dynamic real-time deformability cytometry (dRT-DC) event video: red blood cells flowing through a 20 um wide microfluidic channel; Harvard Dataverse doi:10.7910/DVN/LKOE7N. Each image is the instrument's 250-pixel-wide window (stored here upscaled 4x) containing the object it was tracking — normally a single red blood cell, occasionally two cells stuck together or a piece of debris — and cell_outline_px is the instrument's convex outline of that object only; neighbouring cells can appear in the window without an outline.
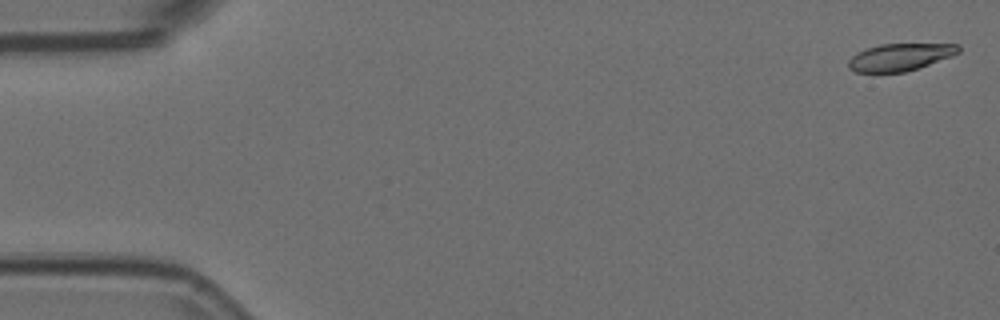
{"species": "Egyptian fruit bat (a non-hibernating species)", "species_latin": "Rousettus aegyptiacus", "temperature_condition": "room temperature", "stored_images_in_passage": 55, "camera_frame_rate_fps": 3000, "um_per_image_px": 0.085, "animal": {"sex": "female"}, "frame": {"image": 1, "passage_image": 2, "time_ms": 0.333, "image_size_px": [1000, 320], "cell_outline_px": [[960, 52], [952, 56], [920, 68], [904, 72], [856, 72], [848, 68], [848, 60], [856, 52], [864, 48], [880, 44], [960, 44]], "centroid_in_image_um": [76.49, 4.85], "position_along_channel_um": 8.5, "area_um2": 17.69}}
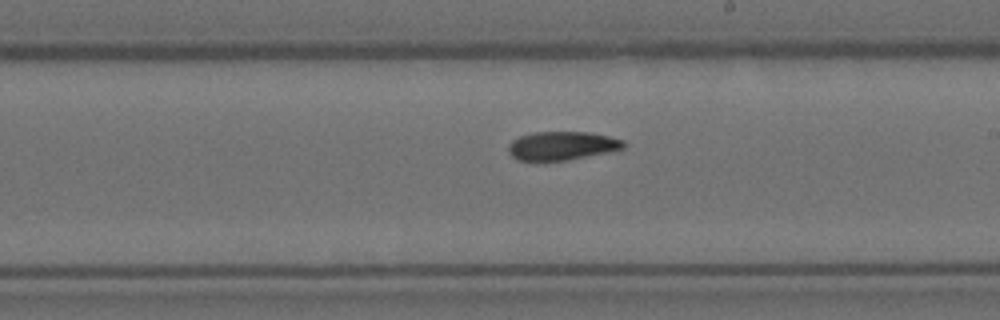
{"frame": {"image": 2, "passage_image": 32, "time_ms": 10.333, "image_size_px": [1000, 320], "cell_outline_px": [[624, 148], [608, 152], [568, 160], [516, 160], [508, 152], [508, 144], [512, 140], [520, 136], [532, 132], [588, 132], [608, 136], [624, 140]], "centroid_in_image_um": [47.74, 12.38], "position_along_channel_um": 241.3, "area_um2": 19.13}}
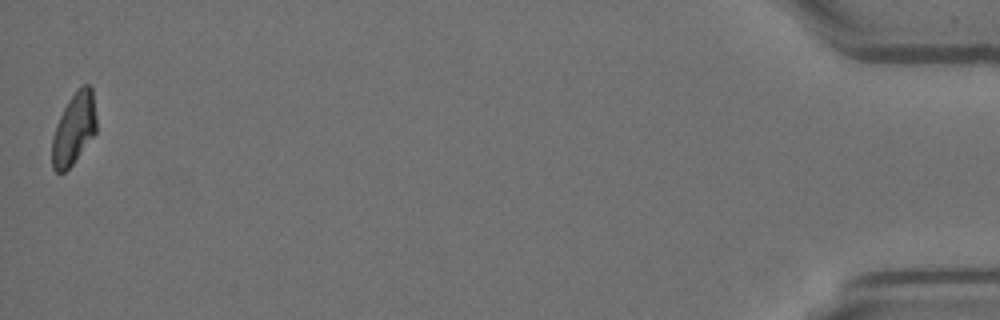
{"frame": {"image": 3, "passage_image": 55, "time_ms": 18.0, "image_size_px": [1000, 320], "cell_outline_px": [[96, 132], [72, 164], [64, 172], [56, 172], [52, 168], [52, 136], [56, 124], [68, 100], [76, 88], [80, 84], [88, 84], [92, 88], [96, 116]], "centroid_in_image_um": [6.28, 10.9], "position_along_channel_um": 428.9, "area_um2": 18.55}, "authors_computed_cell_mechanics": {"area_um2": 19.363, "velocity_mm_per_s": 3.7011, "shape_relaxation_time_tau1_ms": 4.8434, "shape_relaxation_time_tau2_ms": 7.9848, "deformation_change_tau1": 0.1529, "deformation_change_tau2": 0.1416}}